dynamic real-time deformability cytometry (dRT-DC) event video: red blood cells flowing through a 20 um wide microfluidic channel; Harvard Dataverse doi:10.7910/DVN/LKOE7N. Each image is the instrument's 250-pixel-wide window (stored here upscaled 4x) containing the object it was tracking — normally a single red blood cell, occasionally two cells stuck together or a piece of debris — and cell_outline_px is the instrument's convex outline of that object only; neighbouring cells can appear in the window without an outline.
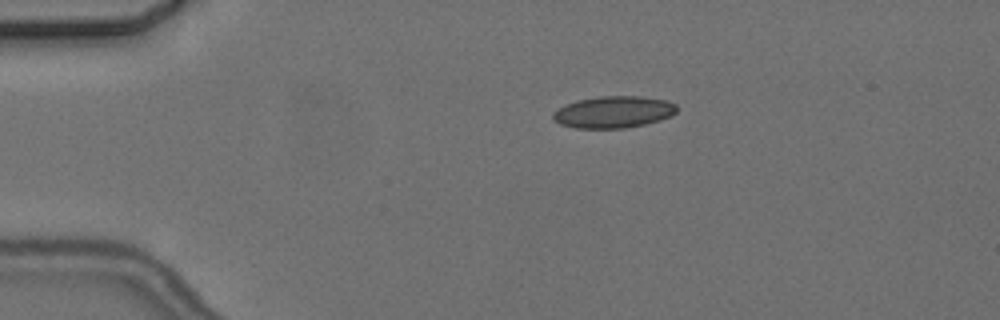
{"species": "common noctule bat (a hibernating species)", "species_latin": "Nyctalus noctula", "temperature_condition": "cold", "stored_images_in_passage": 4, "camera_frame_rate_fps": 3000, "um_per_image_px": 0.085, "animal": {"sex": "female", "body_mass_g": 24.6, "forearm_length_mm": 56.2}, "frame": {"image": 1, "passage_image": 1, "time_ms": 0.0, "image_size_px": [1000, 320], "cell_outline_px": [[676, 112], [672, 116], [660, 120], [644, 124], [624, 128], [576, 128], [560, 124], [552, 120], [552, 112], [576, 100], [600, 96], [640, 96], [668, 100], [676, 104]], "centroid_in_image_um": [52.16, 9.52], "position_along_channel_um": 32.8, "area_um2": 23.0}}